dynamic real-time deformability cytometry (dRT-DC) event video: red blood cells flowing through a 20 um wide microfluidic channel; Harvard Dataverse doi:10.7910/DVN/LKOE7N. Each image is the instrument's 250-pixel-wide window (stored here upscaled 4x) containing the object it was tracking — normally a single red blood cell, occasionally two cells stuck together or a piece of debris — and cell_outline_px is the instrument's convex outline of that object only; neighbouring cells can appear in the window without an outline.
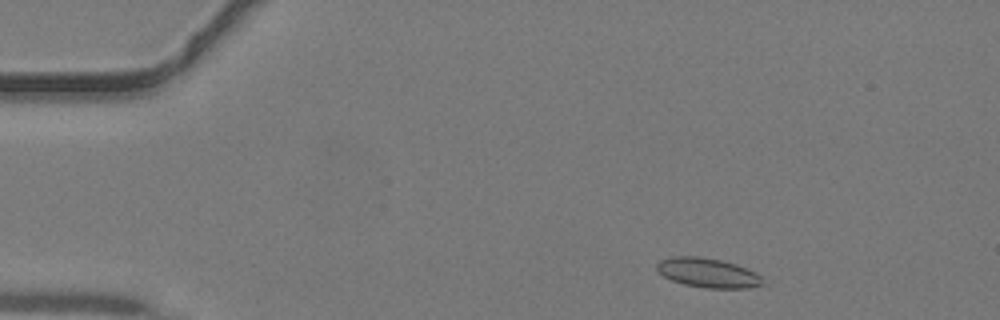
{"species": "common noctule bat (a hibernating species)", "species_latin": "Nyctalus noctula", "temperature_condition": "warm", "stored_images_in_passage": 18, "camera_frame_rate_fps": 3000, "um_per_image_px": 0.085, "animal": {"sex": "male", "body_mass_g": 19.2, "forearm_length_mm": 51.8}, "frame": {"image": 1, "passage_image": 3, "time_ms": 0.667, "image_size_px": [1000, 320], "cell_outline_px": [[764, 284], [748, 288], [704, 288], [684, 284], [672, 280], [664, 276], [656, 268], [656, 264], [660, 260], [672, 256], [700, 256], [720, 260], [736, 264], [756, 272], [760, 276]], "centroid_in_image_um": [60.16, 23.18], "position_along_channel_um": 24.8, "area_um2": 18.15}}
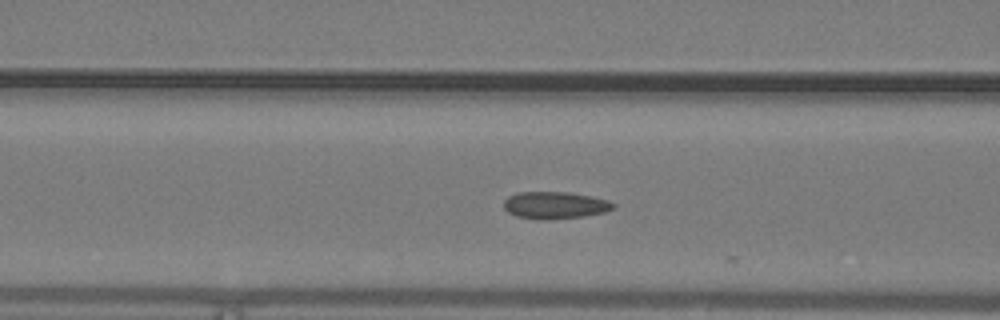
{"frame": {"image": 2, "passage_image": 14, "time_ms": 4.333, "image_size_px": [1000, 320], "cell_outline_px": [[616, 208], [604, 212], [584, 216], [548, 220], [544, 220], [516, 216], [508, 212], [504, 208], [504, 200], [508, 196], [516, 192], [568, 192], [592, 196], [608, 200], [616, 204]], "centroid_in_image_um": [47.18, 17.44], "position_along_channel_um": 119.4, "area_um2": 17.46}}
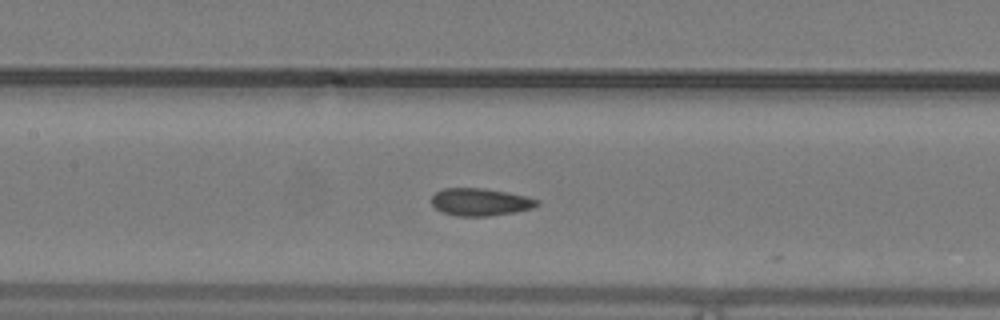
{"frame": {"image": 3, "passage_image": 17, "time_ms": 5.333, "image_size_px": [1000, 320], "cell_outline_px": [[540, 204], [532, 208], [512, 212], [488, 216], [456, 216], [440, 212], [432, 204], [432, 196], [436, 192], [444, 188], [484, 188], [508, 192], [540, 200]], "centroid_in_image_um": [40.81, 17.17], "position_along_channel_um": 166.6, "area_um2": 16.88}}